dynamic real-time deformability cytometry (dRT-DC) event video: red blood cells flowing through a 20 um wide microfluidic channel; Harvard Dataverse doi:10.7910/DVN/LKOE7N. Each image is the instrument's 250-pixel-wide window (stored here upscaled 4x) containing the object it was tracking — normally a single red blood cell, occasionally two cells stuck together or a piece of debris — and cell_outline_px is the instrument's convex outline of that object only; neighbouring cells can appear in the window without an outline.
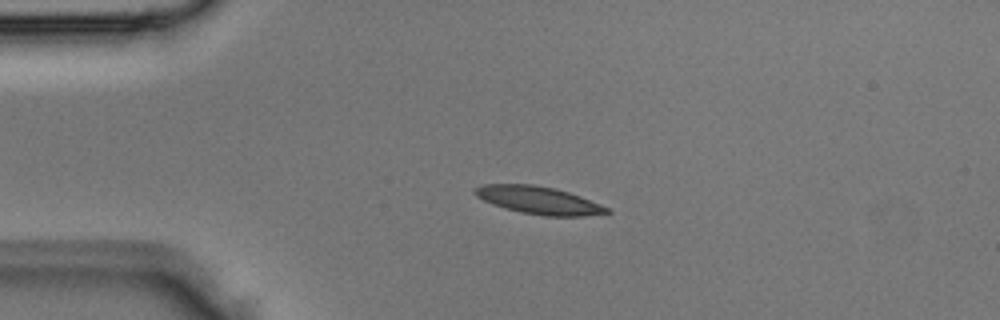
{"species": "Egyptian fruit bat (a non-hibernating species)", "species_latin": "Rousettus aegyptiacus", "temperature_condition": "room temperature", "stored_images_in_passage": 4, "camera_frame_rate_fps": 3000, "um_per_image_px": 0.085, "animal": {"sex": "male"}, "frame": {"image": 1, "passage_image": 3, "time_ms": 0.667, "image_size_px": [1000, 320], "cell_outline_px": [[612, 212], [584, 216], [544, 216], [520, 212], [504, 208], [492, 204], [476, 196], [472, 192], [476, 188], [484, 184], [532, 184], [556, 188], [580, 196], [600, 204], [608, 208]], "centroid_in_image_um": [45.78, 17.02], "position_along_channel_um": 39.2, "area_um2": 21.21}}
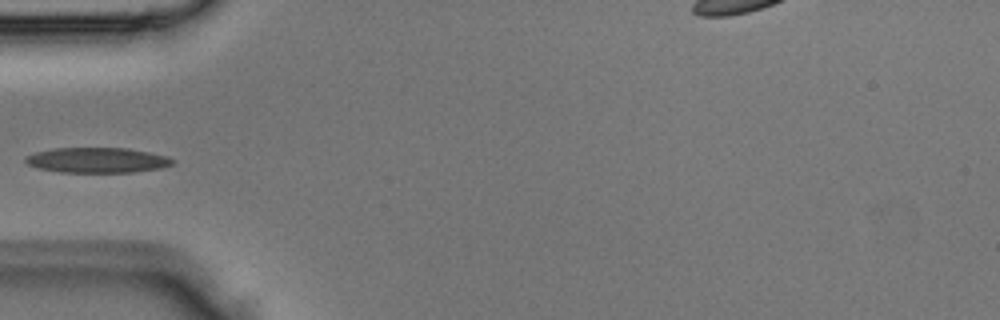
{"frame": {"image": 2, "passage_image": 4, "time_ms": 1.0, "image_size_px": [1000, 320], "cell_outline_px": [[176, 160], [172, 164], [160, 168], [132, 172], [60, 172], [36, 168], [28, 164], [24, 160], [24, 156], [36, 152], [52, 148], [128, 148], [168, 156]], "centroid_in_image_um": [8.24, 13.61], "position_along_channel_um": 76.8, "area_um2": 21.68}}